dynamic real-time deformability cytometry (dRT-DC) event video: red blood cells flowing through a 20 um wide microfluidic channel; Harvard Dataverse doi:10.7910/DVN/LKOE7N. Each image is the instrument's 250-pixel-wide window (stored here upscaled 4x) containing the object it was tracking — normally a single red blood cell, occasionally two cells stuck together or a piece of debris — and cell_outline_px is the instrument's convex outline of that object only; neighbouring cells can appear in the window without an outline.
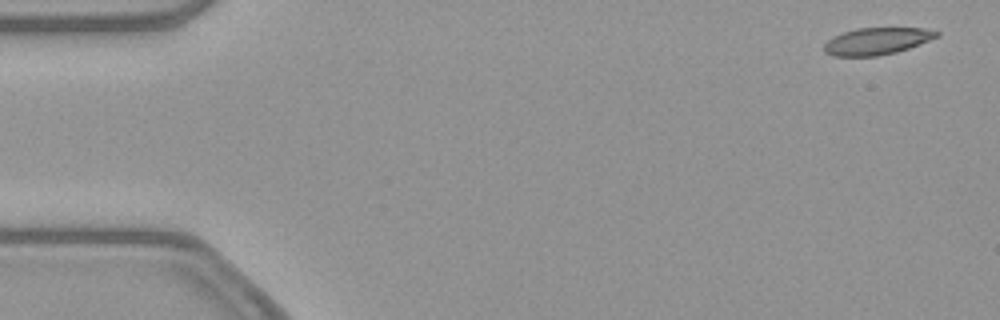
{"species": "common noctule bat (a hibernating species)", "species_latin": "Nyctalus noctula", "temperature_condition": "warm", "stored_images_in_passage": 53, "camera_frame_rate_fps": 3000, "um_per_image_px": 0.085, "animal": {"sex": "female", "body_mass_g": 21.9}, "frame": {"image": 1, "passage_image": 2, "time_ms": 0.333, "image_size_px": [1000, 320], "cell_outline_px": [[940, 36], [908, 48], [896, 52], [876, 56], [832, 56], [824, 52], [824, 44], [832, 36], [856, 28], [924, 28], [940, 32]], "centroid_in_image_um": [74.51, 3.49], "position_along_channel_um": 10.5, "area_um2": 17.69}}
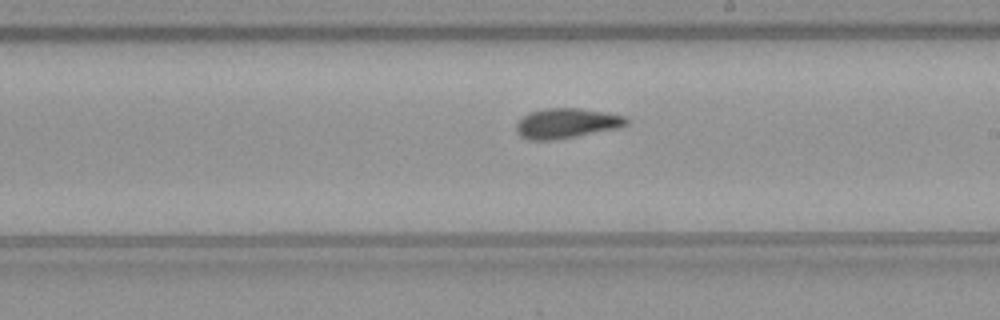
{"frame": {"image": 2, "passage_image": 30, "time_ms": 9.667, "image_size_px": [1000, 320], "cell_outline_px": [[628, 124], [620, 128], [576, 136], [552, 140], [528, 140], [520, 136], [516, 132], [516, 124], [528, 112], [544, 108], [580, 108], [604, 112], [624, 116], [628, 120]], "centroid_in_image_um": [48.14, 10.48], "position_along_channel_um": 240.9, "area_um2": 19.31}}
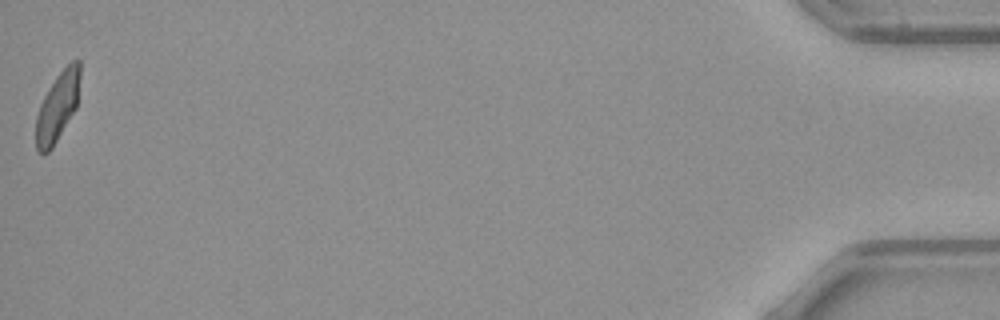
{"frame": {"image": 3, "passage_image": 53, "time_ms": 17.333, "image_size_px": [1000, 320], "cell_outline_px": [[80, 76], [76, 108], [52, 148], [44, 156], [36, 152], [36, 116], [40, 104], [44, 96], [56, 76], [72, 60], [80, 60]], "centroid_in_image_um": [4.87, 9.11], "position_along_channel_um": 430.3, "area_um2": 17.69}, "authors_computed_cell_mechanics": {"area_um2": 18.9584, "velocity_mm_per_s": 3.8471, "shape_relaxation_time_tau1_ms": null, "shape_relaxation_time_tau2_ms": 2.275, "deformation_change_tau1": null, "deformation_change_tau2": 0.0939}}